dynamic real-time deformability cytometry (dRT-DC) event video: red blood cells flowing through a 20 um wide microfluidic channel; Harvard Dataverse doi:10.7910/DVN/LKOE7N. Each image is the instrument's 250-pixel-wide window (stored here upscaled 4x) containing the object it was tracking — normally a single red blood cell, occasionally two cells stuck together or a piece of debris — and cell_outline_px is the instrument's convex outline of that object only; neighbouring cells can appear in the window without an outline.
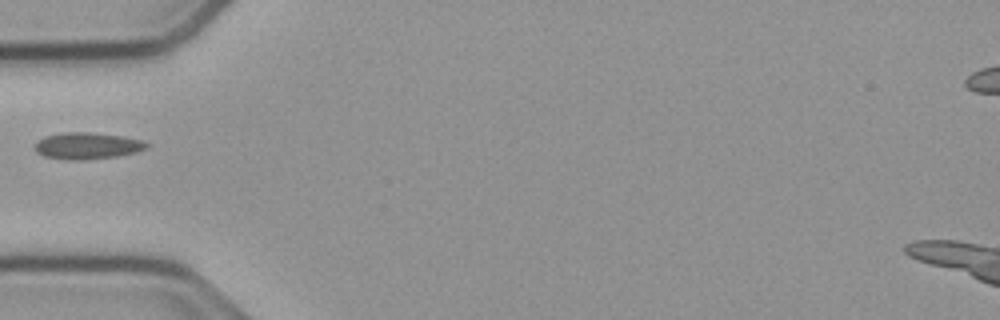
{"species": "common noctule bat (a hibernating species)", "species_latin": "Nyctalus noctula", "temperature_condition": "cold", "stored_images_in_passage": 32, "camera_frame_rate_fps": 3000, "um_per_image_px": 0.085, "animal": {"sex": "male", "body_mass_g": 23.1, "forearm_length_mm": 52.7}, "frame": {"image": 1, "passage_image": 1, "time_ms": 0.0, "image_size_px": [1000, 320], "cell_outline_px": [[148, 148], [136, 152], [116, 156], [80, 160], [76, 160], [44, 156], [36, 152], [36, 144], [44, 136], [60, 132], [92, 132], [124, 136], [144, 140], [148, 144]], "centroid_in_image_um": [7.46, 12.37], "position_along_channel_um": 77.5, "area_um2": 17.28}}
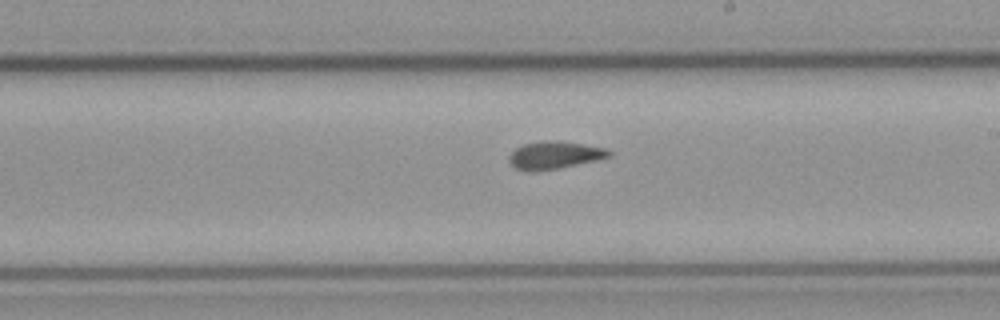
{"frame": {"image": 2, "passage_image": 14, "time_ms": 4.333, "image_size_px": [1000, 320], "cell_outline_px": [[612, 156], [596, 160], [536, 172], [528, 172], [516, 168], [508, 160], [508, 156], [516, 148], [524, 144], [540, 140], [560, 140], [608, 148], [612, 152]], "centroid_in_image_um": [47.14, 13.17], "position_along_channel_um": 241.9, "area_um2": 16.24}}
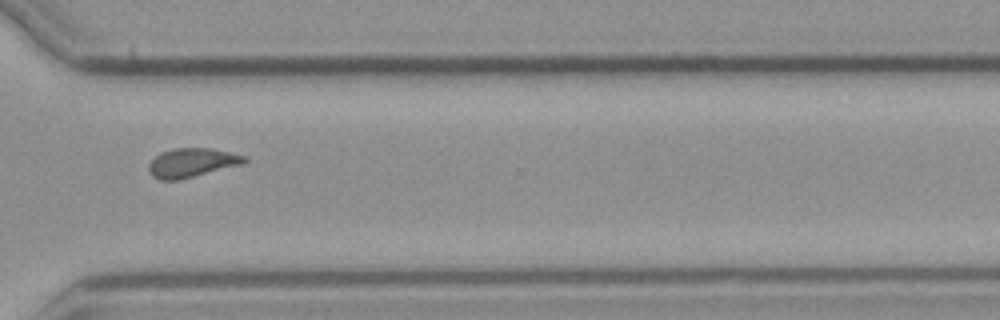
{"frame": {"image": 3, "passage_image": 23, "time_ms": 7.333, "image_size_px": [1000, 320], "cell_outline_px": [[248, 160], [244, 164], [180, 180], [160, 180], [152, 176], [148, 172], [148, 164], [160, 152], [172, 148], [212, 148], [244, 156]], "centroid_in_image_um": [16.29, 13.84], "position_along_channel_um": 354.3, "area_um2": 16.36}}